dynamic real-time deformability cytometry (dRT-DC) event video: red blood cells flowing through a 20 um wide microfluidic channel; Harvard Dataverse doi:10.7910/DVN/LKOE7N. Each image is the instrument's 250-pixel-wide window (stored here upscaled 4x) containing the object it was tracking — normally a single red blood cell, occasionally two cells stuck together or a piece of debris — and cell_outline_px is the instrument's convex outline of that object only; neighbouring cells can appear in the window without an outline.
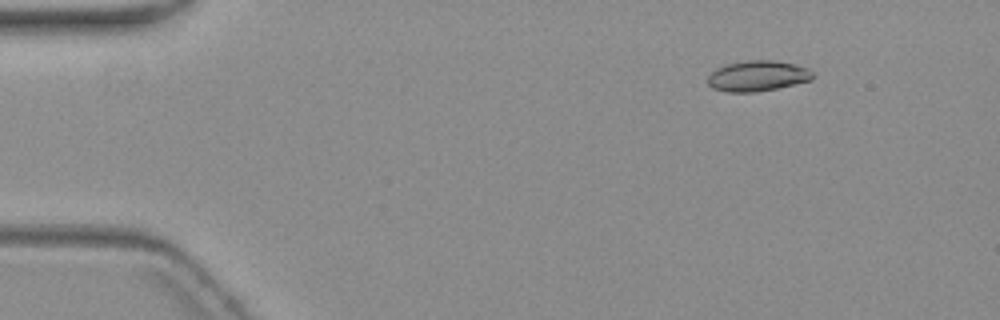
{"species": "common noctule bat (a hibernating species)", "species_latin": "Nyctalus noctula", "temperature_condition": "warm", "stored_images_in_passage": 5, "camera_frame_rate_fps": 3000, "um_per_image_px": 0.085, "animal": {"sex": "female", "body_mass_g": 19.3, "forearm_length_mm": 54.1}, "frame": {"image": 1, "passage_image": 3, "time_ms": 2.333, "image_size_px": [1000, 320], "cell_outline_px": [[816, 72], [812, 80], [776, 88], [756, 92], [728, 92], [712, 88], [708, 84], [708, 76], [716, 68], [728, 64], [748, 60], [772, 60], [792, 64], [808, 68]], "centroid_in_image_um": [64.41, 6.46], "position_along_channel_um": 20.6, "area_um2": 18.67}}